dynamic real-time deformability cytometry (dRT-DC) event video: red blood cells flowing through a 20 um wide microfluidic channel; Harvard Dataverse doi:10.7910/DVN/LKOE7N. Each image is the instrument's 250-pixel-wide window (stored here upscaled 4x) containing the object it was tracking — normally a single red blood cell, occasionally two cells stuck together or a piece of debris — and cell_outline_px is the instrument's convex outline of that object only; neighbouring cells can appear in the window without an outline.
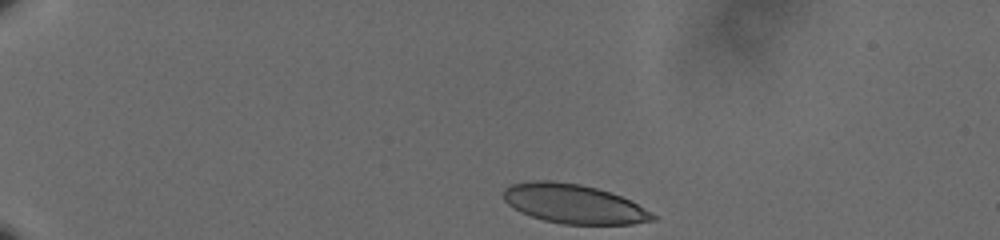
{"species": "human", "species_latin": "Homo sapiens", "temperature_condition": "cold", "stored_images_in_passage": 24, "camera_frame_rate_fps": 3000, "um_per_image_px": 0.085, "donor": {"sex": "male"}, "frame": {"image": 1, "passage_image": 1, "time_ms": 0.0, "image_size_px": [1000, 240], "cell_outline_px": [[656, 220], [632, 224], [564, 224], [544, 220], [520, 212], [508, 204], [504, 200], [504, 188], [512, 184], [532, 180], [552, 180], [580, 184], [596, 188], [632, 200], [652, 212], [656, 216]], "centroid_in_image_um": [48.78, 17.32], "position_along_channel_um": 36.2, "area_um2": 34.16}}
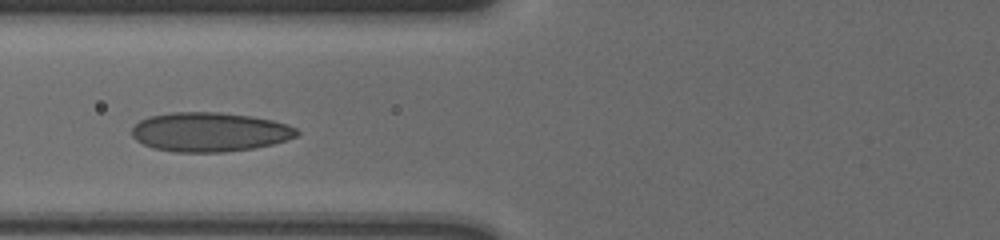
{"frame": {"image": 2, "passage_image": 14, "time_ms": 4.333, "image_size_px": [1000, 240], "cell_outline_px": [[300, 132], [296, 136], [288, 140], [272, 144], [252, 148], [224, 152], [172, 152], [152, 148], [136, 140], [132, 136], [132, 128], [140, 120], [148, 116], [172, 112], [220, 112], [252, 116], [272, 120], [288, 124], [296, 128]], "centroid_in_image_um": [17.82, 11.22], "position_along_channel_um": 108.0, "area_um2": 37.97}}
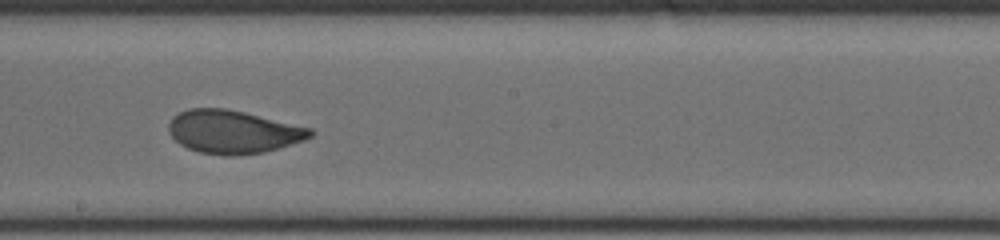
{"frame": {"image": 3, "passage_image": 24, "time_ms": 7.667, "image_size_px": [1000, 240], "cell_outline_px": [[316, 132], [312, 136], [304, 140], [280, 148], [264, 152], [232, 156], [224, 156], [200, 152], [188, 148], [180, 144], [168, 132], [168, 124], [172, 116], [188, 108], [224, 108], [244, 112], [312, 128]], "centroid_in_image_um": [19.82, 11.2], "position_along_channel_um": 228.4, "area_um2": 35.78}}